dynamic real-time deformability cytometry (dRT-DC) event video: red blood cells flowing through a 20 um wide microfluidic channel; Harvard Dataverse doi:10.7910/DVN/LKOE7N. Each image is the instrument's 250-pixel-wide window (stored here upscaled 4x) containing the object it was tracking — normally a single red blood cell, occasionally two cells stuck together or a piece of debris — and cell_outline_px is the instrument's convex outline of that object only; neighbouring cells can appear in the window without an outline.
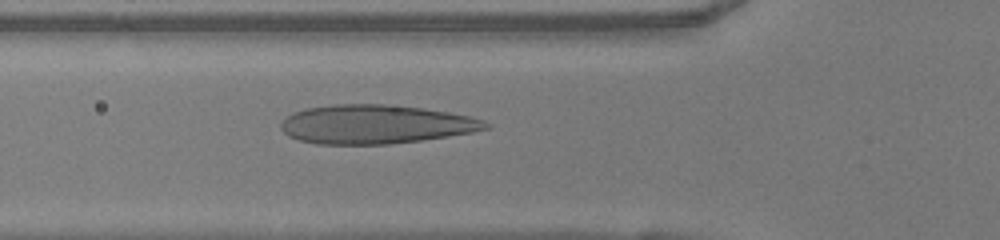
{"species": "human", "species_latin": "Homo sapiens", "temperature_condition": "warm", "stored_images_in_passage": 42, "camera_frame_rate_fps": 3000, "um_per_image_px": 0.085, "donor": {"sex": "female"}, "frame": {"image": 1, "passage_image": 10, "time_ms": 3.0, "image_size_px": [1000, 240], "cell_outline_px": [[492, 128], [472, 132], [448, 136], [420, 140], [388, 144], [316, 144], [300, 140], [288, 136], [280, 128], [280, 124], [288, 116], [296, 112], [308, 108], [336, 104], [384, 104], [420, 108], [448, 112], [468, 116], [484, 120], [492, 124]], "centroid_in_image_um": [31.95, 10.57], "position_along_channel_um": 93.8, "area_um2": 46.12}}
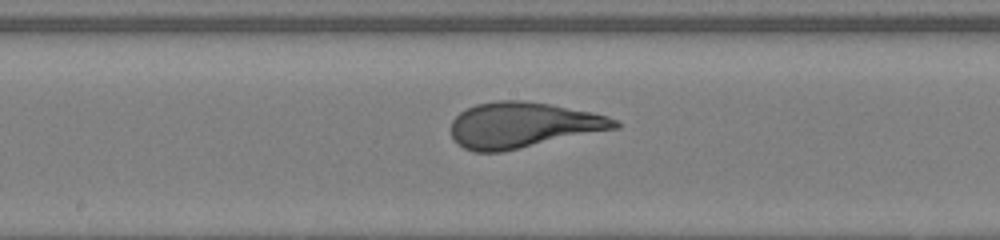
{"frame": {"image": 2, "passage_image": 18, "time_ms": 5.667, "image_size_px": [1000, 240], "cell_outline_px": [[620, 128], [500, 152], [472, 152], [456, 144], [448, 128], [452, 120], [460, 112], [476, 104], [496, 100], [520, 100], [548, 104], [592, 112], [608, 116], [616, 120], [620, 124]], "centroid_in_image_um": [44.41, 10.64], "position_along_channel_um": 203.8, "area_um2": 43.75}}
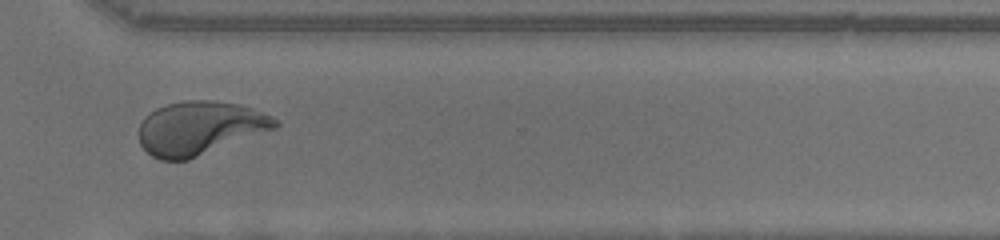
{"frame": {"image": 3, "passage_image": 29, "time_ms": 9.333, "image_size_px": [1000, 240], "cell_outline_px": [[280, 124], [276, 128], [188, 160], [160, 160], [152, 156], [140, 144], [136, 132], [144, 116], [148, 112], [156, 108], [168, 104], [184, 100], [212, 100], [240, 104], [264, 112], [272, 116]], "centroid_in_image_um": [16.94, 10.87], "position_along_channel_um": 353.7, "area_um2": 42.77}, "authors_computed_cell_mechanics": {"area_um2": 43.639, "velocity_mm_per_s": 4.0959, "shape_relaxation_time_tau1_ms": 11.1089, "shape_relaxation_time_tau2_ms": null, "deformation_change_tau1": 0.4379, "deformation_change_tau2": null}}